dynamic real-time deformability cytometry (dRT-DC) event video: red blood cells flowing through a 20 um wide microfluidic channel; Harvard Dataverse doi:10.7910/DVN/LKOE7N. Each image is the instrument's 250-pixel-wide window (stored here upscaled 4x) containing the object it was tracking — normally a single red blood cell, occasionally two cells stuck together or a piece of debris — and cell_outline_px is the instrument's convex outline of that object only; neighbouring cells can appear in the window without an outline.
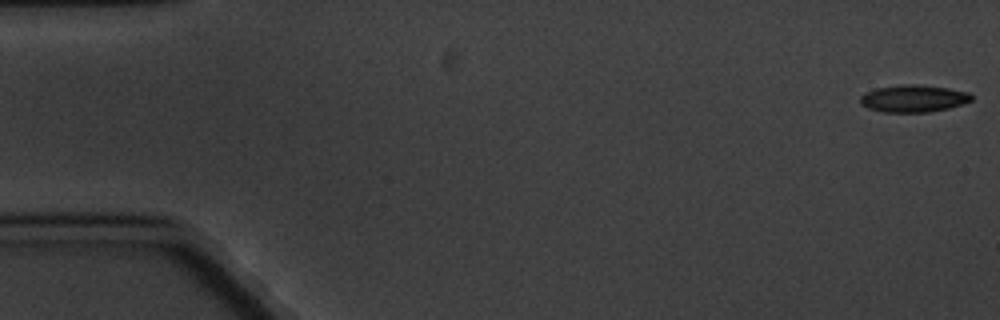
{"species": "common noctule bat (a hibernating species)", "species_latin": "Nyctalus noctula", "temperature_condition": "cold", "stored_images_in_passage": 5, "camera_frame_rate_fps": 3000, "um_per_image_px": 0.085, "animal": {"sex": "male", "body_mass_g": 20.1, "forearm_length_mm": 53.5}, "frame": {"image": 1, "passage_image": 1, "time_ms": 0.0, "image_size_px": [1000, 320], "cell_outline_px": [[972, 100], [948, 108], [928, 112], [884, 112], [868, 108], [860, 104], [860, 96], [864, 92], [876, 88], [900, 84], [916, 84], [948, 88], [968, 92], [972, 96]], "centroid_in_image_um": [77.6, 8.36], "position_along_channel_um": 7.4, "area_um2": 17.63}}
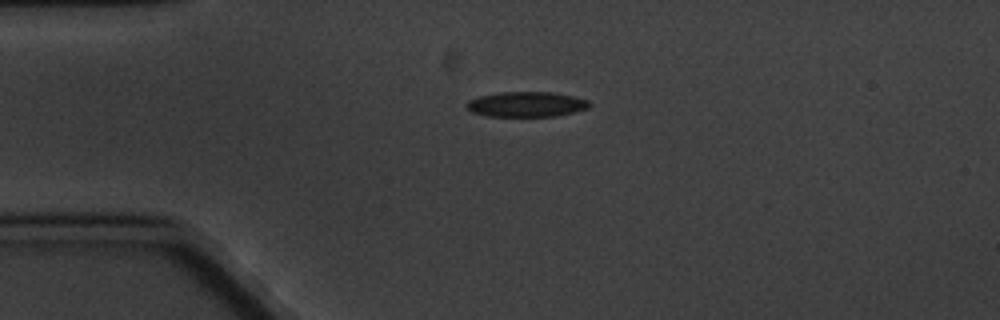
{"frame": {"image": 2, "passage_image": 4, "time_ms": 4.333, "image_size_px": [1000, 320], "cell_outline_px": [[592, 104], [588, 108], [556, 116], [484, 116], [472, 112], [464, 108], [464, 104], [468, 100], [480, 96], [500, 92], [552, 92], [572, 96], [588, 100]], "centroid_in_image_um": [44.69, 8.87], "position_along_channel_um": 40.3, "area_um2": 18.09}}